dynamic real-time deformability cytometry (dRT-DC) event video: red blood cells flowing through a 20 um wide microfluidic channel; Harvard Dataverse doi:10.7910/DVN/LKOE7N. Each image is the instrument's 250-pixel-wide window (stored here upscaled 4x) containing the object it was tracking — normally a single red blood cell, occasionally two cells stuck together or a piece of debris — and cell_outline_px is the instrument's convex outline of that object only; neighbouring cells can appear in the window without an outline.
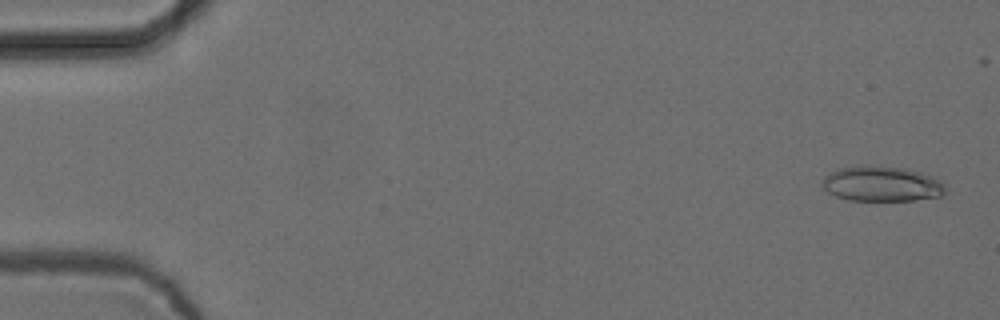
{"species": "common noctule bat (a hibernating species)", "species_latin": "Nyctalus noctula", "temperature_condition": "cold", "stored_images_in_passage": 6, "camera_frame_rate_fps": 3000, "um_per_image_px": 0.085, "animal": {"sex": "female", "body_mass_g": 24.6, "forearm_length_mm": 56.2}, "frame": {"image": 1, "passage_image": 2, "time_ms": 0.333, "image_size_px": [1000, 320], "cell_outline_px": [[944, 192], [940, 196], [912, 200], [848, 200], [836, 196], [828, 192], [820, 184], [824, 176], [840, 168], [868, 164], [904, 168], [920, 172], [932, 176], [940, 180], [944, 184]], "centroid_in_image_um": [74.91, 15.61], "position_along_channel_um": 10.1, "area_um2": 25.26}}